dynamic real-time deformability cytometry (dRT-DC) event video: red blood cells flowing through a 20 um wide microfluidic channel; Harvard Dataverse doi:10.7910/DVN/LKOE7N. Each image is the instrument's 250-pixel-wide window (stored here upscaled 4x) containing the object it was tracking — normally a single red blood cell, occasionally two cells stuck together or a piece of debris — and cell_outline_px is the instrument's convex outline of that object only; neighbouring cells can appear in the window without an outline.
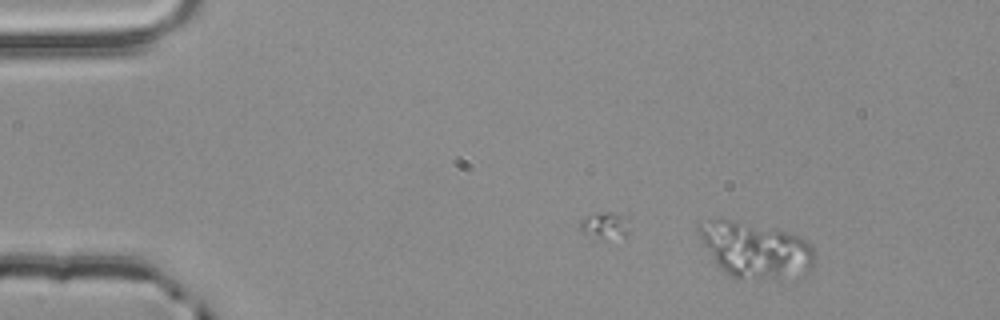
{"species": "common noctule bat (a hibernating species)", "species_latin": "Nyctalus noctula", "temperature_condition": "room temperature", "stored_images_in_passage": 47, "camera_frame_rate_fps": 3000, "um_per_image_px": 0.085, "animal": {"sex": "male", "body_mass_g": 20.4}, "frame": {"image": 1, "passage_image": 1, "time_ms": 0.0, "image_size_px": [1000, 320], "cell_outline_px": [[812, 264], [808, 268], [776, 280], [732, 276], [724, 272], [716, 264], [704, 244], [696, 228], [696, 224], [720, 216], [784, 232], [796, 236], [804, 240], [812, 248]], "centroid_in_image_um": [64.07, 21.19], "position_along_channel_um": 20.9, "area_um2": 36.53}}
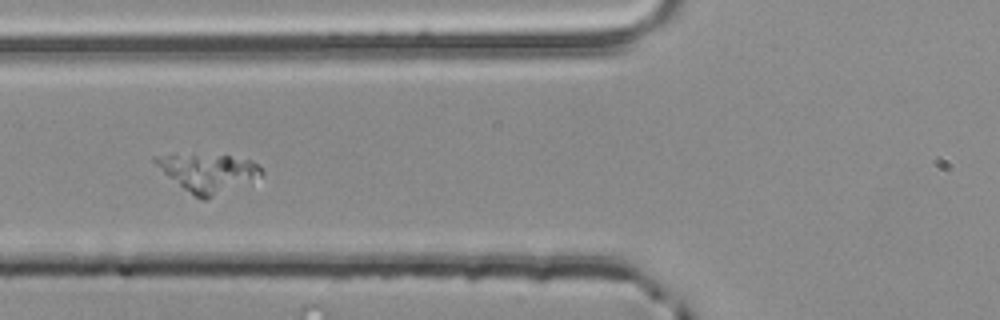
{"frame": {"image": 2, "passage_image": 15, "time_ms": 4.667, "image_size_px": [1000, 320], "cell_outline_px": [[264, 172], [260, 176], [204, 200], [196, 196], [184, 188], [168, 176], [152, 160], [152, 156], [228, 156], [252, 160], [260, 164]], "centroid_in_image_um": [17.73, 14.68], "position_along_channel_um": 108.1, "area_um2": 22.37}}
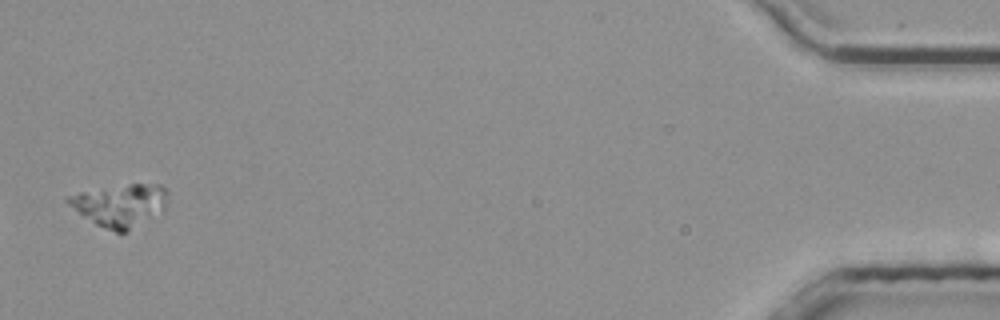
{"frame": {"image": 3, "passage_image": 47, "time_ms": 15.333, "image_size_px": [1000, 320], "cell_outline_px": [[168, 192], [164, 212], [124, 232], [116, 232], [96, 224], [84, 216], [68, 204], [64, 200], [64, 196], [80, 192], [128, 184], [160, 184]], "centroid_in_image_um": [10.23, 17.43], "position_along_channel_um": 425.0, "area_um2": 24.51}}